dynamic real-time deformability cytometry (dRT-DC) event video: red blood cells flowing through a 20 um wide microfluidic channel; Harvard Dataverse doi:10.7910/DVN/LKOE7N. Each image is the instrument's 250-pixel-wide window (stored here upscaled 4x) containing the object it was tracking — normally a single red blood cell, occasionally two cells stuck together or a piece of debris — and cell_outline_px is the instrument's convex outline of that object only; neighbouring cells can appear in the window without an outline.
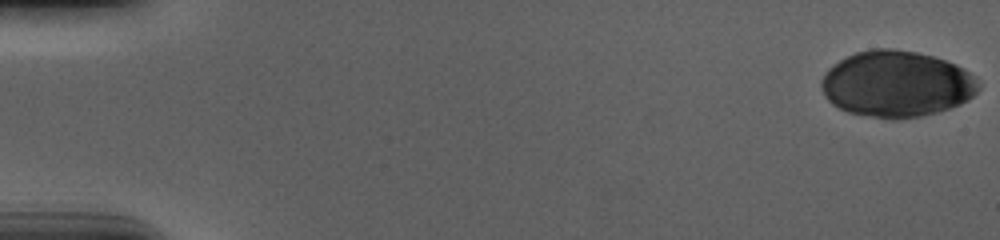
{"species": "human", "species_latin": "Homo sapiens", "temperature_condition": "cold", "stored_images_in_passage": 56, "camera_frame_rate_fps": 3000, "um_per_image_px": 0.085, "donor": {"sex": "male"}, "frame": {"image": 1, "passage_image": 1, "time_ms": 0.0, "image_size_px": [1000, 240], "cell_outline_px": [[980, 88], [968, 100], [960, 104], [936, 112], [920, 116], [896, 120], [892, 120], [848, 112], [832, 104], [824, 96], [820, 88], [820, 80], [824, 72], [832, 64], [856, 52], [872, 48], [892, 48], [916, 52], [932, 56], [956, 64], [964, 68], [976, 76], [980, 84]], "centroid_in_image_um": [76.19, 7.13], "position_along_channel_um": 8.8, "area_um2": 61.09}}
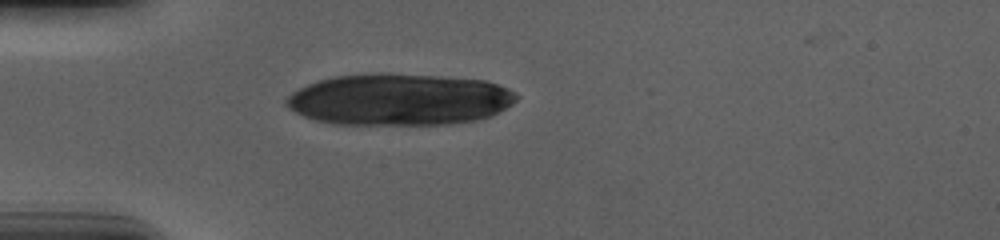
{"frame": {"image": 2, "passage_image": 17, "time_ms": 5.333, "image_size_px": [1000, 240], "cell_outline_px": [[520, 96], [512, 104], [500, 112], [476, 120], [448, 124], [332, 124], [316, 120], [304, 116], [288, 108], [284, 104], [284, 100], [292, 92], [308, 84], [320, 80], [336, 76], [372, 72], [388, 72], [440, 76], [484, 80], [508, 88], [516, 92]], "centroid_in_image_um": [33.94, 8.44], "position_along_channel_um": 51.1, "area_um2": 69.71}}